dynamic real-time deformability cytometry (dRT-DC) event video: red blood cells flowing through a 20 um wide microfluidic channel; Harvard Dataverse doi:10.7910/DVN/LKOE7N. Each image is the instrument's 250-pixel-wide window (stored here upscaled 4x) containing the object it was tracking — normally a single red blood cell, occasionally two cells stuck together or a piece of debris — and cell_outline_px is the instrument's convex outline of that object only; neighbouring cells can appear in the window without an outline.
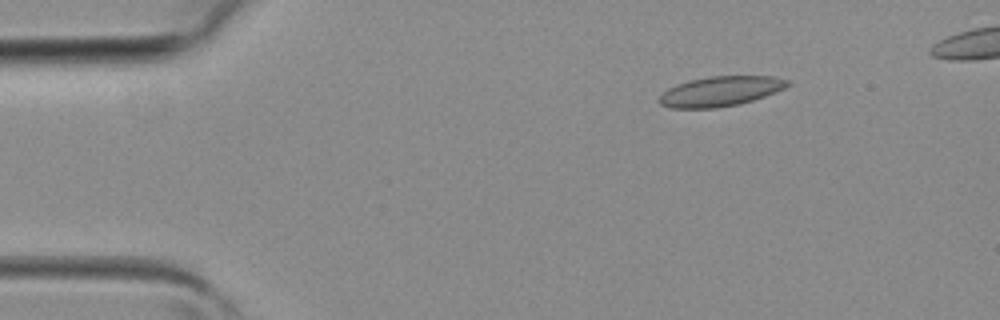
{"species": "common noctule bat (a hibernating species)", "species_latin": "Nyctalus noctula", "temperature_condition": "room temperature", "stored_images_in_passage": 4, "camera_frame_rate_fps": 3000, "um_per_image_px": 0.085, "animal": {"sex": "female", "body_mass_g": 19.3, "forearm_length_mm": 54.1}, "frame": {"image": 1, "passage_image": 2, "time_ms": 0.333, "image_size_px": [1000, 320], "cell_outline_px": [[788, 84], [784, 88], [764, 96], [740, 104], [716, 108], [672, 108], [660, 104], [660, 96], [668, 88], [692, 80], [712, 76], [772, 76], [788, 80]], "centroid_in_image_um": [61.24, 7.77], "position_along_channel_um": 23.8, "area_um2": 21.91}}